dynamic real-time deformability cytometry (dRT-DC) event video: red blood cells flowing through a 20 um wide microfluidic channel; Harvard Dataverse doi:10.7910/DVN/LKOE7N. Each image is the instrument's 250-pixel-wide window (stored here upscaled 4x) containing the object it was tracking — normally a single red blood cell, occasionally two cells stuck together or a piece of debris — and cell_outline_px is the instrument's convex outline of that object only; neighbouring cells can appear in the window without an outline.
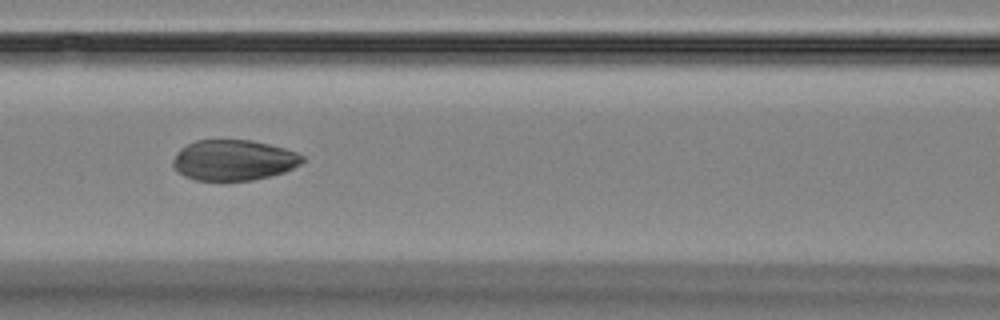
{"species": "Egyptian fruit bat (a non-hibernating species)", "species_latin": "Rousettus aegyptiacus", "temperature_condition": "room temperature", "stored_images_in_passage": 10, "camera_frame_rate_fps": 3000, "um_per_image_px": 0.085, "animal": {"sex": "female"}, "frame": {"image": 1, "passage_image": 6, "time_ms": 5.667, "image_size_px": [1000, 320], "cell_outline_px": [[304, 160], [300, 164], [284, 172], [252, 180], [196, 180], [184, 176], [172, 164], [172, 160], [176, 152], [180, 148], [196, 140], [252, 140], [284, 148], [296, 152], [304, 156]], "centroid_in_image_um": [19.85, 13.6], "position_along_channel_um": 146.8, "area_um2": 30.46}}
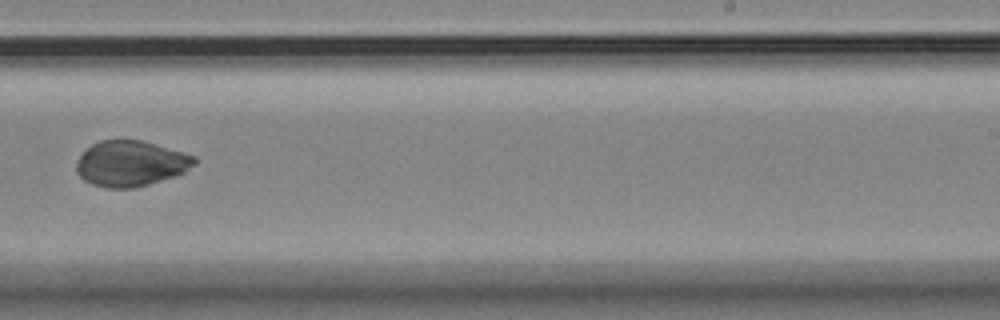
{"frame": {"image": 2, "passage_image": 9, "time_ms": 9.333, "image_size_px": [1000, 320], "cell_outline_px": [[196, 164], [184, 172], [148, 184], [132, 188], [108, 188], [92, 184], [84, 180], [76, 172], [76, 160], [92, 144], [100, 140], [140, 140], [184, 152], [196, 156]], "centroid_in_image_um": [11.1, 13.89], "position_along_channel_um": 277.9, "area_um2": 31.15}}
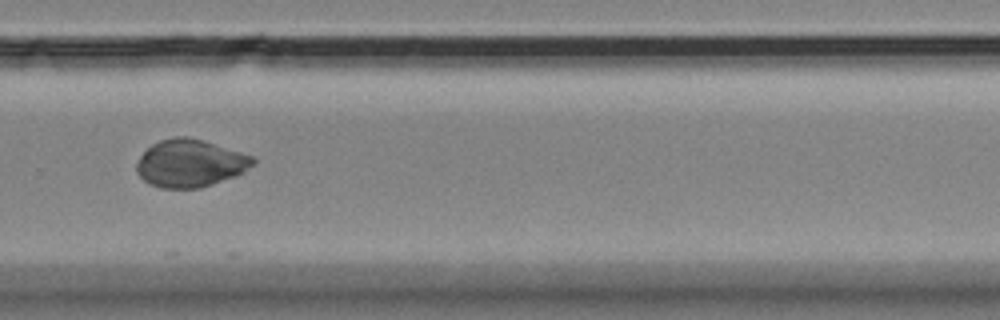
{"frame": {"image": 3, "passage_image": 10, "time_ms": 10.333, "image_size_px": [1000, 320], "cell_outline_px": [[256, 164], [244, 172], [236, 176], [200, 188], [160, 188], [148, 184], [136, 172], [136, 164], [140, 156], [152, 144], [160, 140], [176, 136], [188, 136], [204, 140], [252, 156], [256, 160]], "centroid_in_image_um": [16.17, 13.88], "position_along_channel_um": 313.6, "area_um2": 32.43}}